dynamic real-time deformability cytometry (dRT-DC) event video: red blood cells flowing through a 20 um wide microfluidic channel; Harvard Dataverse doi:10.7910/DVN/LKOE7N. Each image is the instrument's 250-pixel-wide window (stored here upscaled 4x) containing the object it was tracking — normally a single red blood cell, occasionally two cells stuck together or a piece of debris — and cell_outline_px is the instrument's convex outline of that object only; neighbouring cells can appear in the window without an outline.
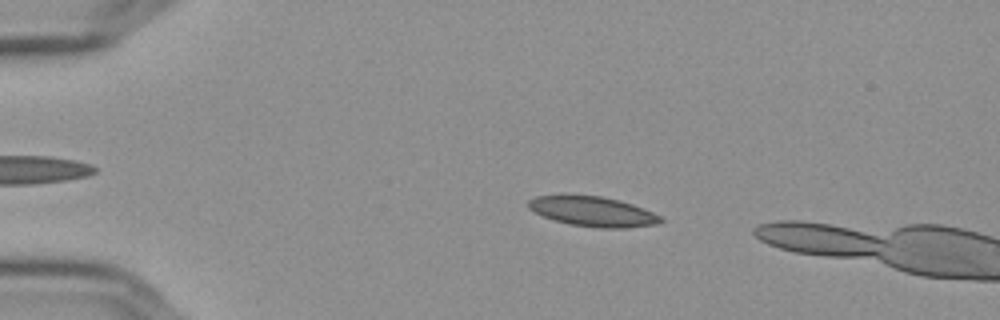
{"species": "Egyptian fruit bat (a non-hibernating species)", "species_latin": "Rousettus aegyptiacus", "temperature_condition": "cold", "stored_images_in_passage": 47, "camera_frame_rate_fps": 3000, "um_per_image_px": 0.085, "frame": {"image": 1, "passage_image": 8, "time_ms": 2.333, "image_size_px": [1000, 320], "cell_outline_px": [[664, 220], [656, 224], [624, 228], [600, 228], [568, 224], [544, 216], [528, 208], [528, 200], [536, 196], [600, 196], [620, 200], [632, 204], [652, 212], [660, 216]], "centroid_in_image_um": [50.41, 17.99], "position_along_channel_um": 34.6, "area_um2": 22.6}}
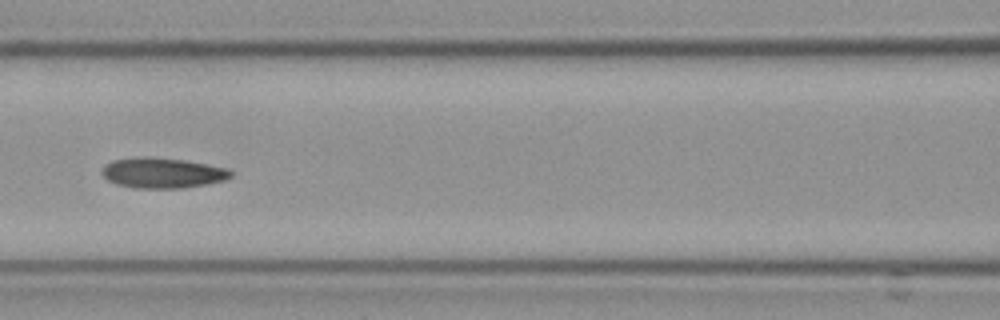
{"frame": {"image": 2, "passage_image": 22, "time_ms": 7.0, "image_size_px": [1000, 320], "cell_outline_px": [[232, 176], [224, 180], [204, 184], [180, 188], [132, 188], [116, 184], [108, 180], [100, 172], [104, 164], [112, 160], [140, 156], [148, 156], [184, 160], [228, 168], [232, 172]], "centroid_in_image_um": [13.75, 14.68], "position_along_channel_um": 152.8, "area_um2": 22.89}}
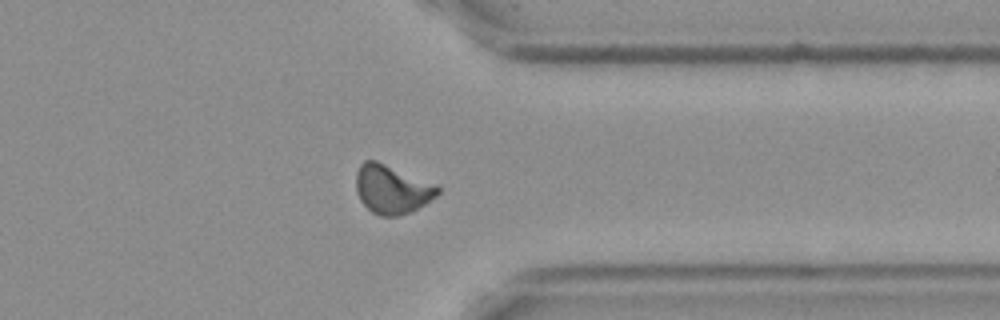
{"frame": {"image": 3, "passage_image": 41, "time_ms": 13.333, "image_size_px": [1000, 320], "cell_outline_px": [[440, 192], [436, 196], [424, 204], [400, 216], [380, 216], [372, 212], [360, 200], [356, 188], [356, 172], [360, 164], [364, 160], [376, 160], [436, 184], [440, 188]], "centroid_in_image_um": [33.3, 16.08], "position_along_channel_um": 378.1, "area_um2": 23.06}}